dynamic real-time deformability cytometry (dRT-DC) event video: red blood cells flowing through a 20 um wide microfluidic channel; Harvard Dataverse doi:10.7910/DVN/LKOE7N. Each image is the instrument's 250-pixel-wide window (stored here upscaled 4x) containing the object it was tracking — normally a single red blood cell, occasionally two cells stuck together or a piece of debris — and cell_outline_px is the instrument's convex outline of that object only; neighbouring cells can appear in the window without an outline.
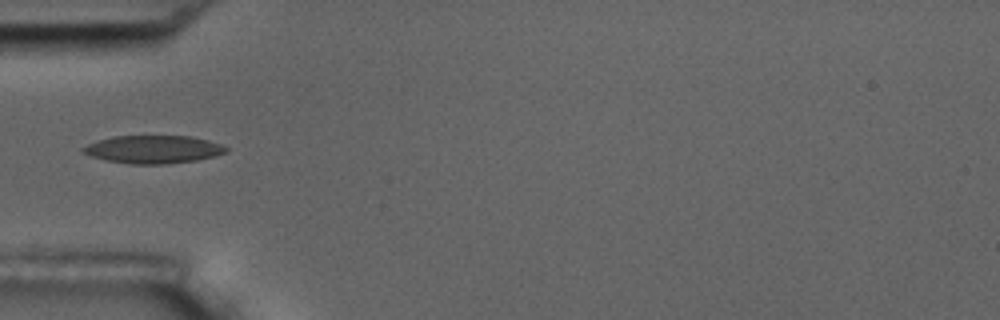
{"species": "common noctule bat (a hibernating species)", "species_latin": "Nyctalus noctula", "temperature_condition": "room temperature", "stored_images_in_passage": 9, "camera_frame_rate_fps": 3000, "um_per_image_px": 0.085, "animal": {"sex": "male", "body_mass_g": 17.5, "forearm_length_mm": 52.3}, "frame": {"image": 1, "passage_image": 1, "time_ms": 0.0, "image_size_px": [1000, 320], "cell_outline_px": [[228, 152], [216, 156], [196, 160], [164, 164], [132, 164], [108, 160], [92, 156], [80, 152], [80, 148], [88, 144], [112, 136], [192, 136], [208, 140], [220, 144], [228, 148]], "centroid_in_image_um": [13.05, 12.69], "position_along_channel_um": 72.0, "area_um2": 23.24}}
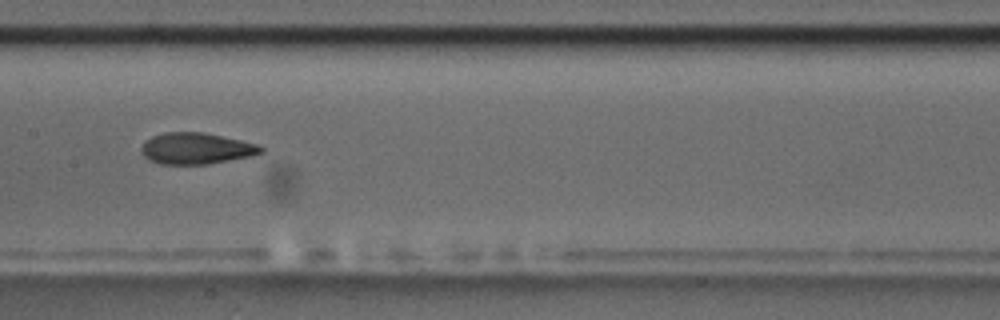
{"frame": {"image": 2, "passage_image": 4, "time_ms": 3.333, "image_size_px": [1000, 320], "cell_outline_px": [[264, 152], [252, 156], [208, 164], [160, 164], [148, 160], [140, 152], [140, 148], [144, 140], [152, 136], [164, 132], [204, 132], [240, 140], [256, 144], [264, 148]], "centroid_in_image_um": [16.64, 12.62], "position_along_channel_um": 190.8, "area_um2": 22.02}}
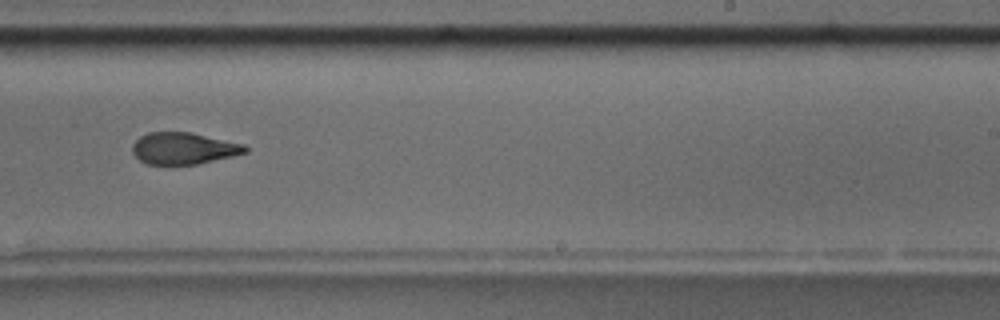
{"frame": {"image": 3, "passage_image": 6, "time_ms": 5.667, "image_size_px": [1000, 320], "cell_outline_px": [[248, 152], [232, 156], [196, 164], [148, 164], [140, 160], [132, 152], [132, 144], [140, 136], [148, 132], [192, 132], [244, 144], [248, 148]], "centroid_in_image_um": [15.6, 12.6], "position_along_channel_um": 273.4, "area_um2": 20.81}}